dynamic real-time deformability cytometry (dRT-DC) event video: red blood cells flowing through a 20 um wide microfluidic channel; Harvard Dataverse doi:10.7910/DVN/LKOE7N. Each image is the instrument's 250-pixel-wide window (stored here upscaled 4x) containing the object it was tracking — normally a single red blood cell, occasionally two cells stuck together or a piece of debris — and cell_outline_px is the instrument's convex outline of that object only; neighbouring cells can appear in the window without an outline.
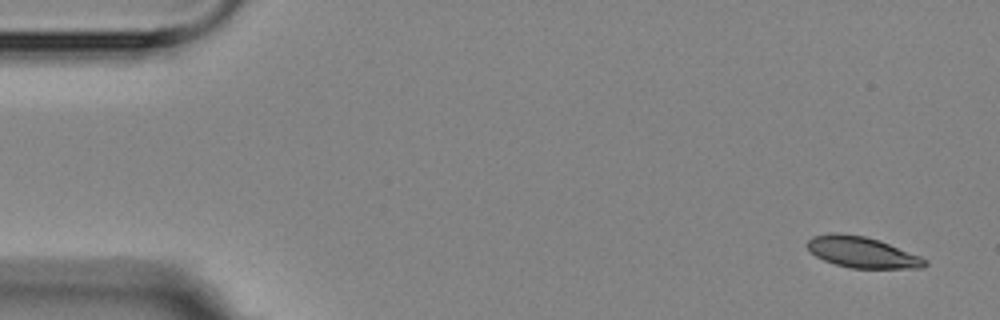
{"species": "Egyptian fruit bat (a non-hibernating species)", "species_latin": "Rousettus aegyptiacus", "temperature_condition": "room temperature", "stored_images_in_passage": 5, "camera_frame_rate_fps": 3000, "um_per_image_px": 0.085, "animal": {"sex": "female"}, "frame": {"image": 1, "passage_image": 1, "time_ms": 0.0, "image_size_px": [1000, 320], "cell_outline_px": [[928, 264], [924, 268], [852, 268], [836, 264], [824, 260], [808, 252], [804, 244], [812, 236], [832, 232], [840, 232], [864, 236], [880, 240], [920, 256], [928, 260]], "centroid_in_image_um": [73.24, 21.43], "position_along_channel_um": 11.8, "area_um2": 21.56}}
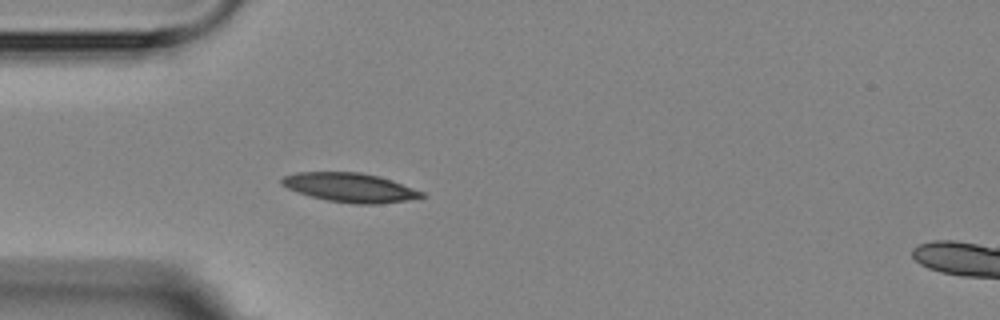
{"frame": {"image": 2, "passage_image": 5, "time_ms": 4.333, "image_size_px": [1000, 320], "cell_outline_px": [[428, 196], [408, 200], [380, 204], [356, 204], [328, 200], [312, 196], [288, 188], [280, 184], [280, 180], [284, 176], [296, 172], [360, 172], [380, 176], [392, 180], [424, 192]], "centroid_in_image_um": [29.8, 15.93], "position_along_channel_um": 55.2, "area_um2": 23.7}}